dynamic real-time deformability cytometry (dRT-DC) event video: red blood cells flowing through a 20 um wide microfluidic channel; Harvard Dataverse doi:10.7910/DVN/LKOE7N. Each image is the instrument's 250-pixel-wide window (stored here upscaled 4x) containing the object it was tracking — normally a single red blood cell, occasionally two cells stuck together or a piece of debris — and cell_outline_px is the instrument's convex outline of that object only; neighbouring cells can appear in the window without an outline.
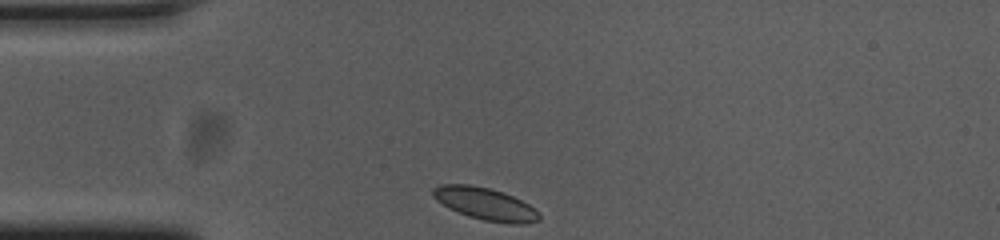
{"species": "common noctule bat (a hibernating species)", "species_latin": "Nyctalus noctula", "temperature_condition": "cold", "stored_images_in_passage": 32, "camera_frame_rate_fps": 3000, "um_per_image_px": 0.085, "animal": {"sex": "female", "body_mass_g": 23.0, "forearm_length_mm": 53.4}, "frame": {"image": 1, "passage_image": 1, "time_ms": 0.0, "image_size_px": [1000, 240], "cell_outline_px": [[540, 220], [524, 224], [508, 224], [484, 220], [468, 216], [448, 208], [436, 200], [432, 196], [432, 188], [440, 184], [468, 184], [488, 188], [504, 192], [528, 204], [540, 216]], "centroid_in_image_um": [41.2, 17.32], "position_along_channel_um": 43.8, "area_um2": 19.94}}
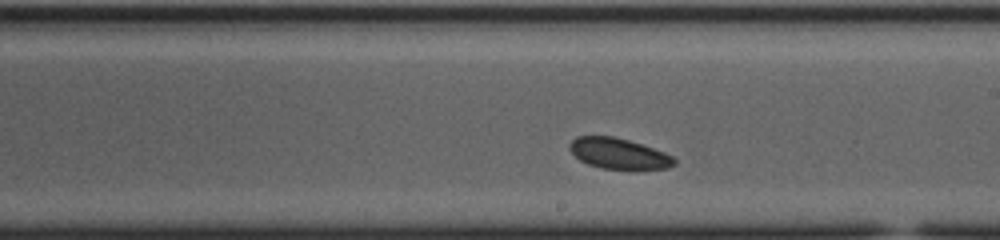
{"frame": {"image": 2, "passage_image": 19, "time_ms": 6.0, "image_size_px": [1000, 240], "cell_outline_px": [[676, 164], [668, 168], [636, 172], [600, 168], [588, 164], [580, 160], [568, 148], [568, 144], [576, 136], [612, 136], [628, 140], [664, 152], [672, 156], [676, 160]], "centroid_in_image_um": [52.62, 13.1], "position_along_channel_um": 236.4, "area_um2": 19.36}}
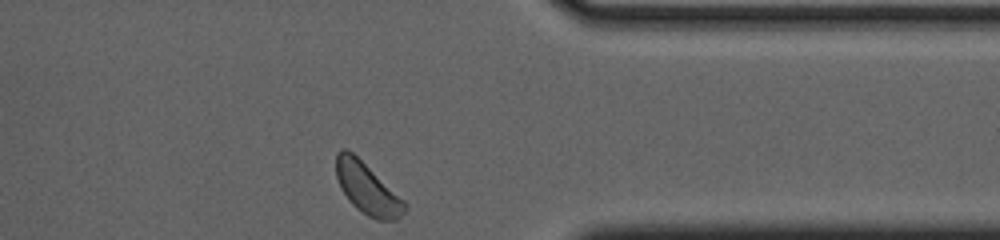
{"frame": {"image": 3, "passage_image": 32, "time_ms": 10.333, "image_size_px": [1000, 240], "cell_outline_px": [[408, 204], [404, 212], [396, 220], [376, 220], [368, 216], [356, 208], [348, 200], [340, 188], [336, 176], [336, 152], [340, 148], [344, 148], [352, 152], [404, 200]], "centroid_in_image_um": [31.19, 16.03], "position_along_channel_um": 380.2, "area_um2": 20.29}, "authors_computed_cell_mechanics": {"area_um2": 19.3052, "velocity_mm_per_s": 3.5573, "shape_relaxation_time_tau1_ms": 1.4901, "shape_relaxation_time_tau2_ms": null, "deformation_change_tau1": 0.036, "deformation_change_tau2": null}}